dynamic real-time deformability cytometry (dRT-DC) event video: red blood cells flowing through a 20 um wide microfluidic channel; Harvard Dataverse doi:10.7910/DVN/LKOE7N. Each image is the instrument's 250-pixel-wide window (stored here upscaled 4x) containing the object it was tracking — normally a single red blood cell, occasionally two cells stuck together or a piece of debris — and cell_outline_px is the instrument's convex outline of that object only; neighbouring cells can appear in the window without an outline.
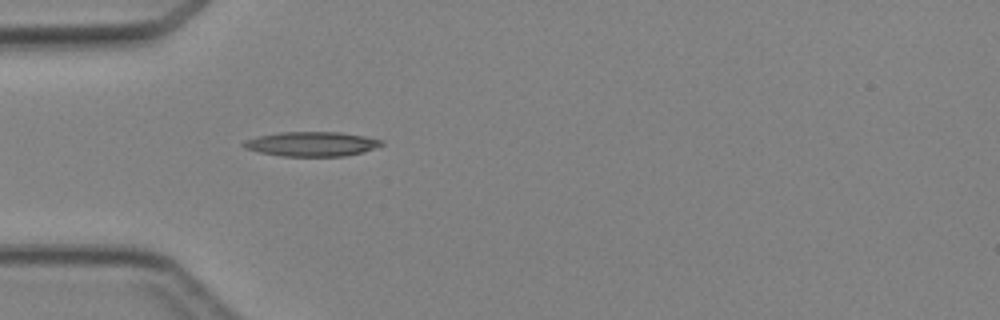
{"species": "Egyptian fruit bat (a non-hibernating species)", "species_latin": "Rousettus aegyptiacus", "temperature_condition": "cold", "stored_images_in_passage": 4, "camera_frame_rate_fps": 3000, "um_per_image_px": 0.085, "animal": {"sex": "female"}, "frame": {"image": 1, "passage_image": 4, "time_ms": 4.333, "image_size_px": [1000, 320], "cell_outline_px": [[384, 144], [376, 148], [364, 152], [344, 156], [284, 156], [260, 152], [244, 148], [240, 144], [244, 140], [260, 136], [280, 132], [340, 132], [364, 136], [384, 140]], "centroid_in_image_um": [26.52, 12.24], "position_along_channel_um": 58.5, "area_um2": 19.77}}